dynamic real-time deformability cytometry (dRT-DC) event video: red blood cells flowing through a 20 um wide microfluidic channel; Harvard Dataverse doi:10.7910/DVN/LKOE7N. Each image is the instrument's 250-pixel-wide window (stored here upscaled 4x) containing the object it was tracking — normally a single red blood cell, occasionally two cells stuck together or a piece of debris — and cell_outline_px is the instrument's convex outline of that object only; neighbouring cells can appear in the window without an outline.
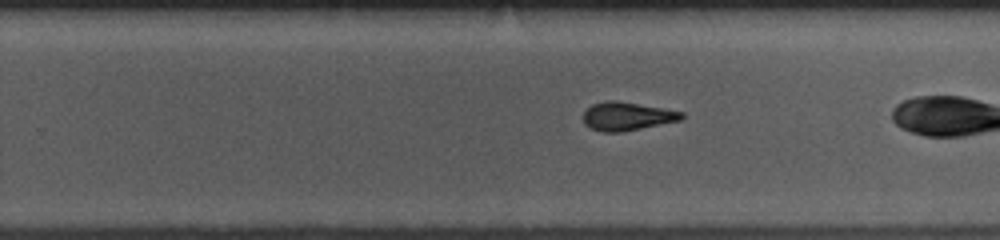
{"species": "common noctule bat (a hibernating species)", "species_latin": "Nyctalus noctula", "temperature_condition": "room temperature", "stored_images_in_passage": 38, "camera_frame_rate_fps": 3000, "um_per_image_px": 0.085, "animal": {"sex": "female", "body_mass_g": 10.0, "forearm_length_mm": 53.1}, "frame": {"image": 1, "passage_image": 30, "time_ms": 9.667, "image_size_px": [1000, 240], "cell_outline_px": [[684, 116], [680, 120], [620, 132], [600, 132], [584, 124], [584, 112], [592, 104], [608, 100], [616, 100], [664, 108], [684, 112]], "centroid_in_image_um": [53.29, 9.87], "position_along_channel_um": 276.5, "area_um2": 16.13}}